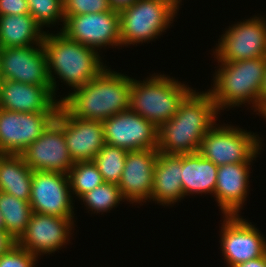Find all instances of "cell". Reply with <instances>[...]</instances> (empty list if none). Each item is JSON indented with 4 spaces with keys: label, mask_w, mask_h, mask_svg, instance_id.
<instances>
[{
    "label": "cell",
    "mask_w": 266,
    "mask_h": 267,
    "mask_svg": "<svg viewBox=\"0 0 266 267\" xmlns=\"http://www.w3.org/2000/svg\"><path fill=\"white\" fill-rule=\"evenodd\" d=\"M221 115L208 91L193 90L180 104L178 112L158 131V152L197 153L204 135Z\"/></svg>",
    "instance_id": "1"
},
{
    "label": "cell",
    "mask_w": 266,
    "mask_h": 267,
    "mask_svg": "<svg viewBox=\"0 0 266 267\" xmlns=\"http://www.w3.org/2000/svg\"><path fill=\"white\" fill-rule=\"evenodd\" d=\"M0 230H5L4 219L2 217L1 212H0Z\"/></svg>",
    "instance_id": "38"
},
{
    "label": "cell",
    "mask_w": 266,
    "mask_h": 267,
    "mask_svg": "<svg viewBox=\"0 0 266 267\" xmlns=\"http://www.w3.org/2000/svg\"><path fill=\"white\" fill-rule=\"evenodd\" d=\"M266 105V73L263 78V83L259 95V112Z\"/></svg>",
    "instance_id": "35"
},
{
    "label": "cell",
    "mask_w": 266,
    "mask_h": 267,
    "mask_svg": "<svg viewBox=\"0 0 266 267\" xmlns=\"http://www.w3.org/2000/svg\"><path fill=\"white\" fill-rule=\"evenodd\" d=\"M218 65L212 78L213 85L207 91L219 113L226 108L230 110L249 104L251 110L259 115V95L266 73V58L218 62Z\"/></svg>",
    "instance_id": "4"
},
{
    "label": "cell",
    "mask_w": 266,
    "mask_h": 267,
    "mask_svg": "<svg viewBox=\"0 0 266 267\" xmlns=\"http://www.w3.org/2000/svg\"><path fill=\"white\" fill-rule=\"evenodd\" d=\"M27 3L29 14L42 29L60 25L59 22L64 26L63 0H27Z\"/></svg>",
    "instance_id": "29"
},
{
    "label": "cell",
    "mask_w": 266,
    "mask_h": 267,
    "mask_svg": "<svg viewBox=\"0 0 266 267\" xmlns=\"http://www.w3.org/2000/svg\"><path fill=\"white\" fill-rule=\"evenodd\" d=\"M0 78L45 86L52 93L44 46L1 48Z\"/></svg>",
    "instance_id": "15"
},
{
    "label": "cell",
    "mask_w": 266,
    "mask_h": 267,
    "mask_svg": "<svg viewBox=\"0 0 266 267\" xmlns=\"http://www.w3.org/2000/svg\"><path fill=\"white\" fill-rule=\"evenodd\" d=\"M44 31L30 14L0 16V47L41 45Z\"/></svg>",
    "instance_id": "23"
},
{
    "label": "cell",
    "mask_w": 266,
    "mask_h": 267,
    "mask_svg": "<svg viewBox=\"0 0 266 267\" xmlns=\"http://www.w3.org/2000/svg\"><path fill=\"white\" fill-rule=\"evenodd\" d=\"M38 257L18 244L0 256V267H35Z\"/></svg>",
    "instance_id": "31"
},
{
    "label": "cell",
    "mask_w": 266,
    "mask_h": 267,
    "mask_svg": "<svg viewBox=\"0 0 266 267\" xmlns=\"http://www.w3.org/2000/svg\"><path fill=\"white\" fill-rule=\"evenodd\" d=\"M220 248L226 267L261 257L266 254V238L257 227L239 215H223Z\"/></svg>",
    "instance_id": "9"
},
{
    "label": "cell",
    "mask_w": 266,
    "mask_h": 267,
    "mask_svg": "<svg viewBox=\"0 0 266 267\" xmlns=\"http://www.w3.org/2000/svg\"><path fill=\"white\" fill-rule=\"evenodd\" d=\"M75 218H64L33 212L17 244L34 256L54 254L70 243Z\"/></svg>",
    "instance_id": "13"
},
{
    "label": "cell",
    "mask_w": 266,
    "mask_h": 267,
    "mask_svg": "<svg viewBox=\"0 0 266 267\" xmlns=\"http://www.w3.org/2000/svg\"><path fill=\"white\" fill-rule=\"evenodd\" d=\"M130 90L131 77L107 66L87 84L58 97L71 115L103 121L129 109Z\"/></svg>",
    "instance_id": "2"
},
{
    "label": "cell",
    "mask_w": 266,
    "mask_h": 267,
    "mask_svg": "<svg viewBox=\"0 0 266 267\" xmlns=\"http://www.w3.org/2000/svg\"><path fill=\"white\" fill-rule=\"evenodd\" d=\"M184 83L155 72L143 81L131 78L129 109L160 128L178 112L180 104L195 89Z\"/></svg>",
    "instance_id": "5"
},
{
    "label": "cell",
    "mask_w": 266,
    "mask_h": 267,
    "mask_svg": "<svg viewBox=\"0 0 266 267\" xmlns=\"http://www.w3.org/2000/svg\"><path fill=\"white\" fill-rule=\"evenodd\" d=\"M33 170L21 155L3 154L0 157V191L30 201Z\"/></svg>",
    "instance_id": "24"
},
{
    "label": "cell",
    "mask_w": 266,
    "mask_h": 267,
    "mask_svg": "<svg viewBox=\"0 0 266 267\" xmlns=\"http://www.w3.org/2000/svg\"><path fill=\"white\" fill-rule=\"evenodd\" d=\"M69 177L49 171H33L30 206L32 212L75 218Z\"/></svg>",
    "instance_id": "14"
},
{
    "label": "cell",
    "mask_w": 266,
    "mask_h": 267,
    "mask_svg": "<svg viewBox=\"0 0 266 267\" xmlns=\"http://www.w3.org/2000/svg\"><path fill=\"white\" fill-rule=\"evenodd\" d=\"M234 267H266V254L247 262L240 263Z\"/></svg>",
    "instance_id": "34"
},
{
    "label": "cell",
    "mask_w": 266,
    "mask_h": 267,
    "mask_svg": "<svg viewBox=\"0 0 266 267\" xmlns=\"http://www.w3.org/2000/svg\"><path fill=\"white\" fill-rule=\"evenodd\" d=\"M16 244L17 240L5 230H0V256L9 251Z\"/></svg>",
    "instance_id": "33"
},
{
    "label": "cell",
    "mask_w": 266,
    "mask_h": 267,
    "mask_svg": "<svg viewBox=\"0 0 266 267\" xmlns=\"http://www.w3.org/2000/svg\"><path fill=\"white\" fill-rule=\"evenodd\" d=\"M29 14L27 0H0V16Z\"/></svg>",
    "instance_id": "32"
},
{
    "label": "cell",
    "mask_w": 266,
    "mask_h": 267,
    "mask_svg": "<svg viewBox=\"0 0 266 267\" xmlns=\"http://www.w3.org/2000/svg\"><path fill=\"white\" fill-rule=\"evenodd\" d=\"M263 139L239 126L215 124L202 138L198 151L217 166L253 162L261 154Z\"/></svg>",
    "instance_id": "7"
},
{
    "label": "cell",
    "mask_w": 266,
    "mask_h": 267,
    "mask_svg": "<svg viewBox=\"0 0 266 267\" xmlns=\"http://www.w3.org/2000/svg\"><path fill=\"white\" fill-rule=\"evenodd\" d=\"M69 39L95 50L121 47L118 11L65 16L59 28Z\"/></svg>",
    "instance_id": "11"
},
{
    "label": "cell",
    "mask_w": 266,
    "mask_h": 267,
    "mask_svg": "<svg viewBox=\"0 0 266 267\" xmlns=\"http://www.w3.org/2000/svg\"><path fill=\"white\" fill-rule=\"evenodd\" d=\"M218 167L198 152L181 154V182L184 198L194 194L202 195V193L214 196Z\"/></svg>",
    "instance_id": "22"
},
{
    "label": "cell",
    "mask_w": 266,
    "mask_h": 267,
    "mask_svg": "<svg viewBox=\"0 0 266 267\" xmlns=\"http://www.w3.org/2000/svg\"><path fill=\"white\" fill-rule=\"evenodd\" d=\"M127 150L104 144L93 162L97 165L105 182L118 184L123 172Z\"/></svg>",
    "instance_id": "28"
},
{
    "label": "cell",
    "mask_w": 266,
    "mask_h": 267,
    "mask_svg": "<svg viewBox=\"0 0 266 267\" xmlns=\"http://www.w3.org/2000/svg\"><path fill=\"white\" fill-rule=\"evenodd\" d=\"M68 177L71 194L73 198L77 197L78 199L105 182L93 161L75 162L68 173Z\"/></svg>",
    "instance_id": "26"
},
{
    "label": "cell",
    "mask_w": 266,
    "mask_h": 267,
    "mask_svg": "<svg viewBox=\"0 0 266 267\" xmlns=\"http://www.w3.org/2000/svg\"><path fill=\"white\" fill-rule=\"evenodd\" d=\"M86 209L92 211L94 214H100V212L107 213L113 208L117 207L121 201H126L118 184L104 182L93 190L85 193L80 199Z\"/></svg>",
    "instance_id": "27"
},
{
    "label": "cell",
    "mask_w": 266,
    "mask_h": 267,
    "mask_svg": "<svg viewBox=\"0 0 266 267\" xmlns=\"http://www.w3.org/2000/svg\"><path fill=\"white\" fill-rule=\"evenodd\" d=\"M184 199L181 182V154L158 153L154 168L150 201L162 206H172Z\"/></svg>",
    "instance_id": "21"
},
{
    "label": "cell",
    "mask_w": 266,
    "mask_h": 267,
    "mask_svg": "<svg viewBox=\"0 0 266 267\" xmlns=\"http://www.w3.org/2000/svg\"><path fill=\"white\" fill-rule=\"evenodd\" d=\"M102 124L106 144L127 151L158 147L159 128L130 109L103 120Z\"/></svg>",
    "instance_id": "16"
},
{
    "label": "cell",
    "mask_w": 266,
    "mask_h": 267,
    "mask_svg": "<svg viewBox=\"0 0 266 267\" xmlns=\"http://www.w3.org/2000/svg\"><path fill=\"white\" fill-rule=\"evenodd\" d=\"M158 153L157 149L127 152L118 186L123 198L129 204L139 203L143 205L147 203L146 201L149 202Z\"/></svg>",
    "instance_id": "17"
},
{
    "label": "cell",
    "mask_w": 266,
    "mask_h": 267,
    "mask_svg": "<svg viewBox=\"0 0 266 267\" xmlns=\"http://www.w3.org/2000/svg\"><path fill=\"white\" fill-rule=\"evenodd\" d=\"M48 32L49 30L45 33L42 45L55 97L59 90L56 78L74 90L87 84L107 67L101 54L94 48L69 39L61 31H56L55 34Z\"/></svg>",
    "instance_id": "3"
},
{
    "label": "cell",
    "mask_w": 266,
    "mask_h": 267,
    "mask_svg": "<svg viewBox=\"0 0 266 267\" xmlns=\"http://www.w3.org/2000/svg\"><path fill=\"white\" fill-rule=\"evenodd\" d=\"M57 113H25L0 108V153L20 155L49 127Z\"/></svg>",
    "instance_id": "12"
},
{
    "label": "cell",
    "mask_w": 266,
    "mask_h": 267,
    "mask_svg": "<svg viewBox=\"0 0 266 267\" xmlns=\"http://www.w3.org/2000/svg\"><path fill=\"white\" fill-rule=\"evenodd\" d=\"M167 1L171 2L177 9H179L180 6L182 5L181 4L182 0H167Z\"/></svg>",
    "instance_id": "37"
},
{
    "label": "cell",
    "mask_w": 266,
    "mask_h": 267,
    "mask_svg": "<svg viewBox=\"0 0 266 267\" xmlns=\"http://www.w3.org/2000/svg\"><path fill=\"white\" fill-rule=\"evenodd\" d=\"M136 0H109L111 6L114 9H121L127 5H131L132 3H134Z\"/></svg>",
    "instance_id": "36"
},
{
    "label": "cell",
    "mask_w": 266,
    "mask_h": 267,
    "mask_svg": "<svg viewBox=\"0 0 266 267\" xmlns=\"http://www.w3.org/2000/svg\"><path fill=\"white\" fill-rule=\"evenodd\" d=\"M63 133L70 156L74 162L93 161L104 146L102 121L77 118L62 105Z\"/></svg>",
    "instance_id": "18"
},
{
    "label": "cell",
    "mask_w": 266,
    "mask_h": 267,
    "mask_svg": "<svg viewBox=\"0 0 266 267\" xmlns=\"http://www.w3.org/2000/svg\"><path fill=\"white\" fill-rule=\"evenodd\" d=\"M20 155L33 171L59 172L68 175L75 162L66 145L61 108L49 127Z\"/></svg>",
    "instance_id": "10"
},
{
    "label": "cell",
    "mask_w": 266,
    "mask_h": 267,
    "mask_svg": "<svg viewBox=\"0 0 266 267\" xmlns=\"http://www.w3.org/2000/svg\"><path fill=\"white\" fill-rule=\"evenodd\" d=\"M179 9L167 0H136L118 10L121 46L158 39L177 17Z\"/></svg>",
    "instance_id": "6"
},
{
    "label": "cell",
    "mask_w": 266,
    "mask_h": 267,
    "mask_svg": "<svg viewBox=\"0 0 266 267\" xmlns=\"http://www.w3.org/2000/svg\"><path fill=\"white\" fill-rule=\"evenodd\" d=\"M0 212L5 231L18 240L25 232L33 213L30 203L0 191Z\"/></svg>",
    "instance_id": "25"
},
{
    "label": "cell",
    "mask_w": 266,
    "mask_h": 267,
    "mask_svg": "<svg viewBox=\"0 0 266 267\" xmlns=\"http://www.w3.org/2000/svg\"><path fill=\"white\" fill-rule=\"evenodd\" d=\"M237 23V24H236ZM226 28L212 55L217 62H235L265 57L266 18L254 15Z\"/></svg>",
    "instance_id": "8"
},
{
    "label": "cell",
    "mask_w": 266,
    "mask_h": 267,
    "mask_svg": "<svg viewBox=\"0 0 266 267\" xmlns=\"http://www.w3.org/2000/svg\"><path fill=\"white\" fill-rule=\"evenodd\" d=\"M60 100L45 87L0 80V108L15 112H58Z\"/></svg>",
    "instance_id": "20"
},
{
    "label": "cell",
    "mask_w": 266,
    "mask_h": 267,
    "mask_svg": "<svg viewBox=\"0 0 266 267\" xmlns=\"http://www.w3.org/2000/svg\"><path fill=\"white\" fill-rule=\"evenodd\" d=\"M118 11L109 0H63L64 16Z\"/></svg>",
    "instance_id": "30"
},
{
    "label": "cell",
    "mask_w": 266,
    "mask_h": 267,
    "mask_svg": "<svg viewBox=\"0 0 266 267\" xmlns=\"http://www.w3.org/2000/svg\"><path fill=\"white\" fill-rule=\"evenodd\" d=\"M253 162L225 164L218 167L214 196L223 215H239L246 205Z\"/></svg>",
    "instance_id": "19"
}]
</instances>
